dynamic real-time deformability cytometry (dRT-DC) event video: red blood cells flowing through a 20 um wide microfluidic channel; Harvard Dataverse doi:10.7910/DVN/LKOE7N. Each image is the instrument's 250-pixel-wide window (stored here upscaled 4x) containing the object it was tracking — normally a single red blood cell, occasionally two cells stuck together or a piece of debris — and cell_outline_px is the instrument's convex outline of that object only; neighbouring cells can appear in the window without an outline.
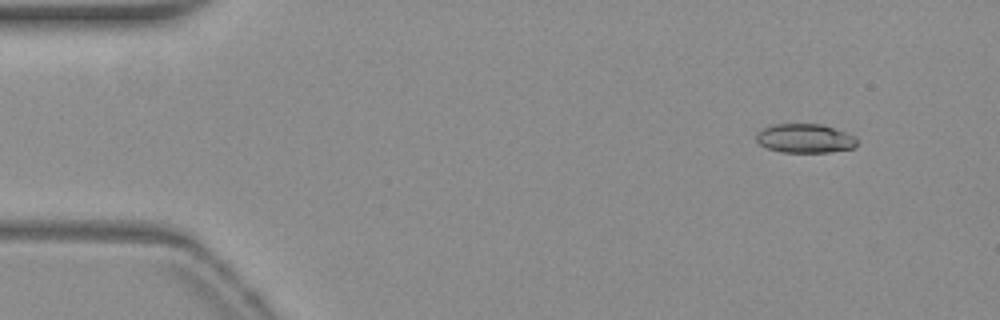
{"species": "common noctule bat (a hibernating species)", "species_latin": "Nyctalus noctula", "temperature_condition": "warm", "stored_images_in_passage": 17, "camera_frame_rate_fps": 3000, "um_per_image_px": 0.085, "animal": {"sex": "female", "body_mass_g": 19.3, "forearm_length_mm": 54.1}, "frame": {"image": 1, "passage_image": 6, "time_ms": 1.667, "image_size_px": [1000, 320], "cell_outline_px": [[856, 144], [852, 148], [828, 152], [780, 152], [768, 148], [760, 144], [756, 140], [756, 136], [764, 128], [776, 124], [820, 124], [844, 132], [852, 136], [856, 140]], "centroid_in_image_um": [68.39, 11.77], "position_along_channel_um": 16.6, "area_um2": 16.59}}
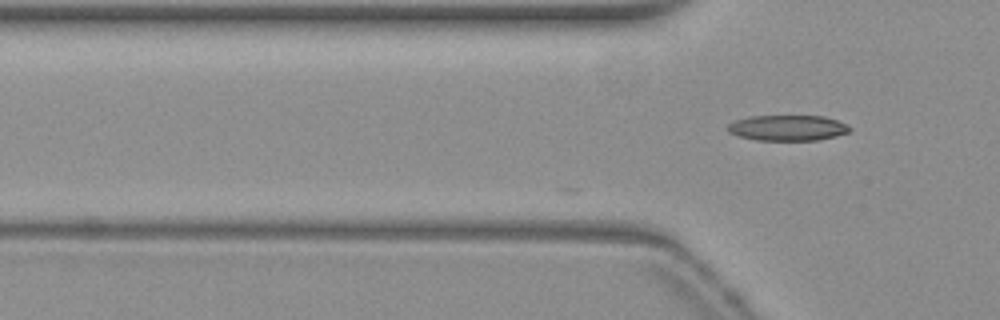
{"frame": {"image": 2, "passage_image": 17, "time_ms": 5.333, "image_size_px": [1000, 320], "cell_outline_px": [[852, 128], [848, 132], [816, 140], [756, 140], [740, 136], [728, 132], [728, 124], [736, 120], [748, 116], [824, 116], [836, 120]], "centroid_in_image_um": [66.91, 10.86], "position_along_channel_um": 58.9, "area_um2": 17.92}}